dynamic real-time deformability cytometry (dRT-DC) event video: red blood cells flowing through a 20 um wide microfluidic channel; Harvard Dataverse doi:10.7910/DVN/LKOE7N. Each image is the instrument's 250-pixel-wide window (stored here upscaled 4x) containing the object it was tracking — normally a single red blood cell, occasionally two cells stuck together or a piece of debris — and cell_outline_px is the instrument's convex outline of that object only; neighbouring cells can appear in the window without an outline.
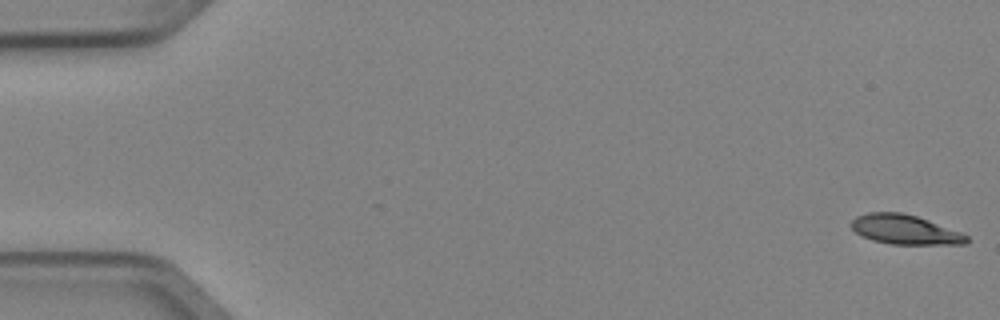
{"species": "Egyptian fruit bat (a non-hibernating species)", "species_latin": "Rousettus aegyptiacus", "temperature_condition": "cold", "stored_images_in_passage": 5, "camera_frame_rate_fps": 3000, "um_per_image_px": 0.085, "animal": {"sex": "female"}, "frame": {"image": 1, "passage_image": 1, "time_ms": 0.0, "image_size_px": [1000, 320], "cell_outline_px": [[968, 244], [888, 244], [872, 240], [860, 236], [848, 224], [856, 216], [868, 212], [900, 212], [916, 216], [960, 232], [968, 236]], "centroid_in_image_um": [76.86, 19.52], "position_along_channel_um": 8.1, "area_um2": 19.83}}
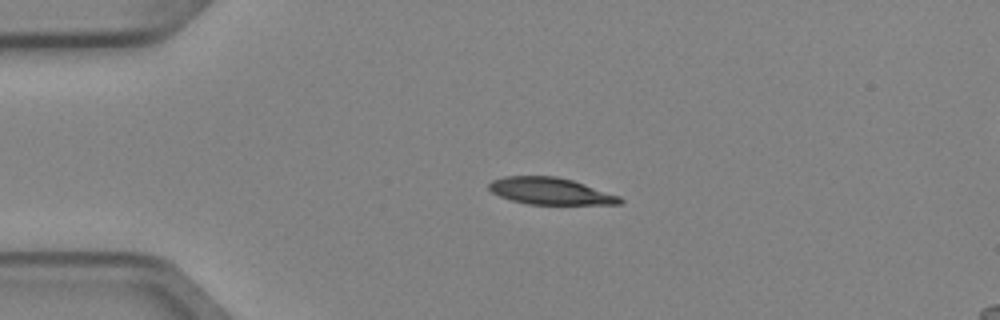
{"frame": {"image": 2, "passage_image": 4, "time_ms": 1.0, "image_size_px": [1000, 320], "cell_outline_px": [[624, 200], [620, 204], [528, 204], [512, 200], [500, 196], [492, 192], [488, 188], [488, 184], [492, 180], [504, 176], [556, 176], [572, 180], [620, 196]], "centroid_in_image_um": [46.77, 16.24], "position_along_channel_um": 38.2, "area_um2": 20.35}}